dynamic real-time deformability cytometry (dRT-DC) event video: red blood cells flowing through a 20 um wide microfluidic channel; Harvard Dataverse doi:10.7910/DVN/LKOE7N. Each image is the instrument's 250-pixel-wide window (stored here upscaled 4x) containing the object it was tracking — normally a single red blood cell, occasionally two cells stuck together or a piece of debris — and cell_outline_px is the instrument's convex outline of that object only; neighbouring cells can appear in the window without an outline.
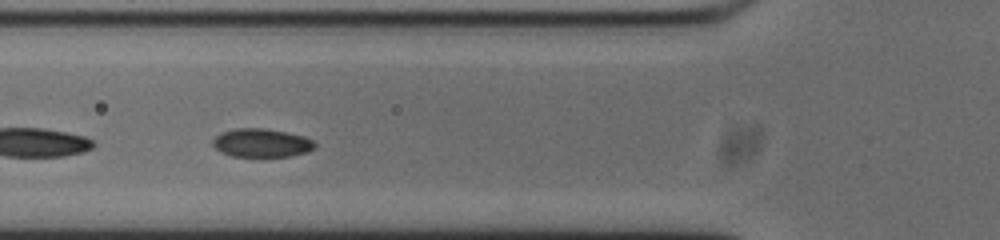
{"species": "common noctule bat (a hibernating species)", "species_latin": "Nyctalus noctula", "temperature_condition": "cold", "stored_images_in_passage": 49, "segment_of_instrument_passage": [2, 2], "camera_frame_rate_fps": 3000, "um_per_image_px": 0.085, "animal": {"sex": "male", "body_mass_g": 20.0, "forearm_length_mm": 53.3}, "frame": {"image": 1, "passage_image": 14, "time_ms": 4.333, "image_size_px": [1000, 240], "cell_outline_px": [[316, 148], [308, 152], [288, 156], [264, 160], [232, 156], [220, 152], [212, 144], [212, 140], [220, 132], [236, 128], [264, 128], [304, 136], [312, 140], [316, 144]], "centroid_in_image_um": [22.22, 12.2], "position_along_channel_um": 103.6, "area_um2": 17.74}}
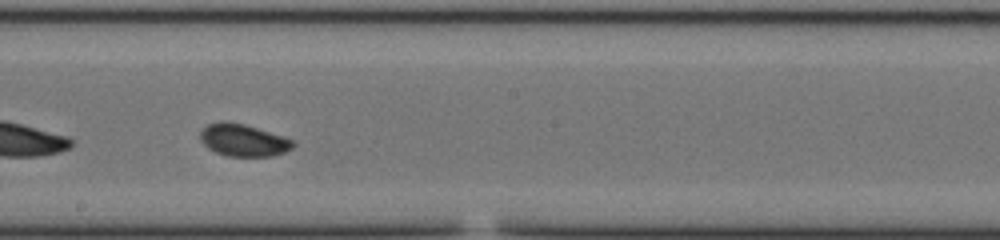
{"frame": {"image": 2, "passage_image": 24, "time_ms": 7.667, "image_size_px": [1000, 240], "cell_outline_px": [[296, 144], [292, 148], [284, 152], [272, 156], [228, 156], [216, 152], [208, 148], [200, 140], [200, 132], [208, 124], [220, 120], [224, 120], [244, 124], [292, 140]], "centroid_in_image_um": [20.64, 11.91], "position_along_channel_um": 227.6, "area_um2": 17.22}}
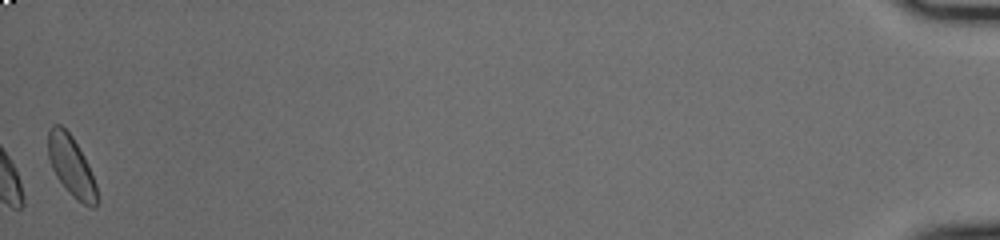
{"frame": {"image": 3, "passage_image": 49, "time_ms": 16.0, "image_size_px": [1000, 240], "cell_outline_px": [[100, 200], [96, 208], [92, 208], [84, 204], [72, 196], [56, 176], [52, 168], [48, 156], [48, 132], [52, 124], [60, 124], [72, 136], [88, 164], [96, 184]], "centroid_in_image_um": [6.09, 14.15], "position_along_channel_um": 429.1, "area_um2": 17.22}}